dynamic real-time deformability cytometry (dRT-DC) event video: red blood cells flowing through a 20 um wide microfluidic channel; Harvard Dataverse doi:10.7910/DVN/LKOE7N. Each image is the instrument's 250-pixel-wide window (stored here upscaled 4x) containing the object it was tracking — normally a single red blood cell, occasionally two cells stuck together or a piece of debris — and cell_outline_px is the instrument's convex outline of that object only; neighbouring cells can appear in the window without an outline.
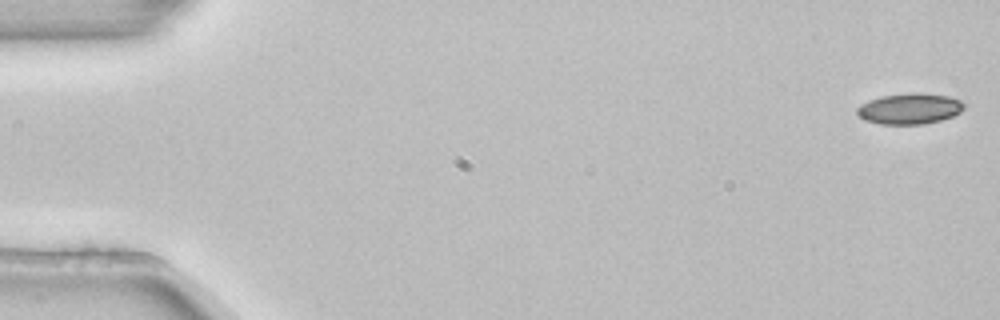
{"species": "common noctule bat (a hibernating species)", "species_latin": "Nyctalus noctula", "temperature_condition": "room temperature", "stored_images_in_passage": 4, "camera_frame_rate_fps": 3000, "um_per_image_px": 0.085, "animal": {"sex": "female", "body_mass_g": 22.7, "forearm_length_mm": 54.2}, "frame": {"image": 1, "passage_image": 1, "time_ms": 0.0, "image_size_px": [1000, 320], "cell_outline_px": [[964, 108], [960, 112], [952, 116], [940, 120], [924, 124], [880, 124], [864, 120], [856, 112], [856, 108], [860, 104], [868, 100], [880, 96], [916, 92], [920, 92], [948, 96], [960, 100], [964, 104]], "centroid_in_image_um": [77.29, 9.23], "position_along_channel_um": 7.7, "area_um2": 19.31}}
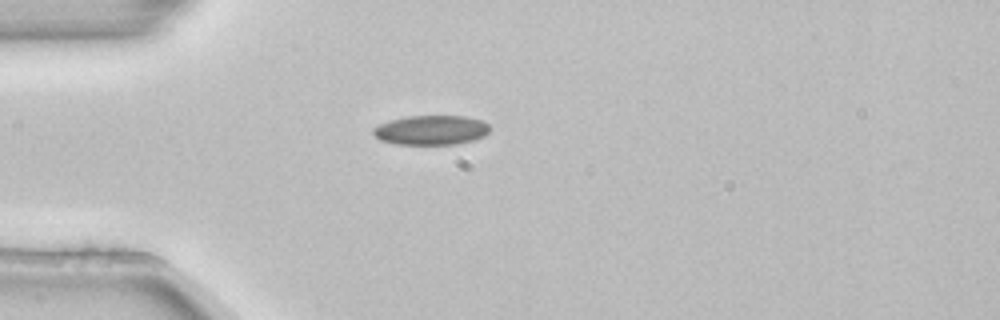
{"frame": {"image": 2, "passage_image": 4, "time_ms": 1.0, "image_size_px": [1000, 320], "cell_outline_px": [[488, 132], [484, 136], [472, 140], [456, 144], [396, 144], [380, 140], [372, 132], [372, 128], [388, 120], [408, 116], [464, 116], [480, 120], [488, 124]], "centroid_in_image_um": [36.61, 11.05], "position_along_channel_um": 48.4, "area_um2": 19.94}}